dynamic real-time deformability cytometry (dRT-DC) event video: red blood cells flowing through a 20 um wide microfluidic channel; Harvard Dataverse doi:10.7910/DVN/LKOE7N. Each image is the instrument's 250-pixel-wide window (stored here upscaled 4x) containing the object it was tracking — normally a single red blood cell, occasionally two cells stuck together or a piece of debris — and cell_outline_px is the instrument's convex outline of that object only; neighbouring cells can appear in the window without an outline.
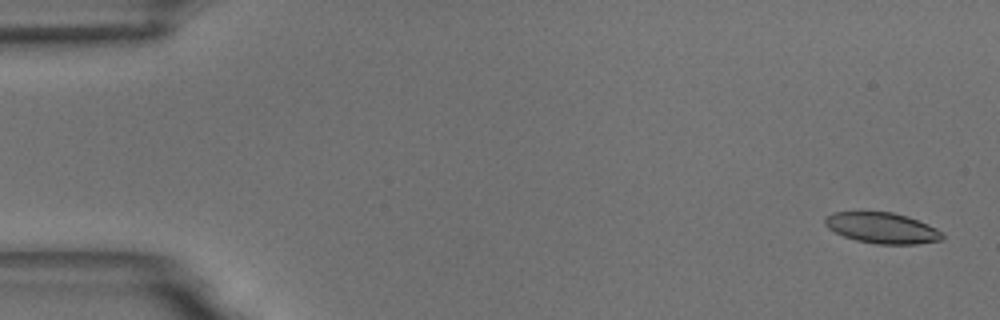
{"species": "common noctule bat (a hibernating species)", "species_latin": "Nyctalus noctula", "temperature_condition": "room temperature", "stored_images_in_passage": 56, "camera_frame_rate_fps": 3000, "um_per_image_px": 0.085, "animal": {"sex": "male", "body_mass_g": 18.8}, "frame": {"image": 1, "passage_image": 2, "time_ms": 0.333, "image_size_px": [1000, 320], "cell_outline_px": [[944, 236], [940, 240], [916, 244], [876, 244], [856, 240], [844, 236], [828, 228], [824, 224], [824, 220], [832, 212], [892, 212], [908, 216], [928, 224], [944, 232]], "centroid_in_image_um": [75.0, 19.38], "position_along_channel_um": 10.0, "area_um2": 21.04}}
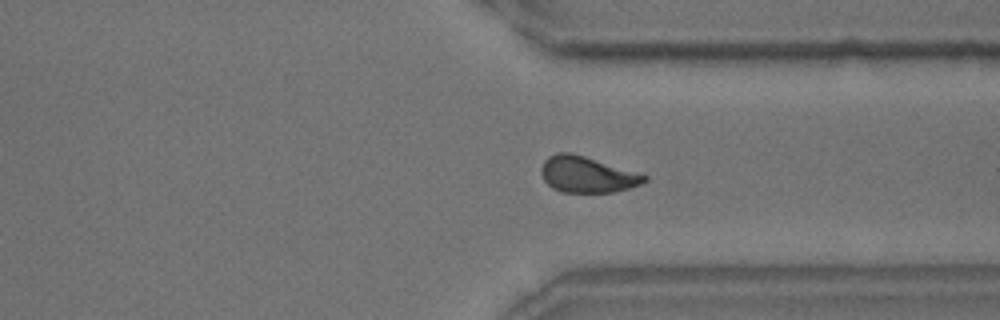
{"frame": {"image": 2, "passage_image": 42, "time_ms": 13.667, "image_size_px": [1000, 320], "cell_outline_px": [[648, 180], [640, 184], [628, 188], [612, 192], [560, 192], [552, 188], [544, 180], [540, 172], [540, 168], [544, 160], [548, 156], [556, 152], [568, 152], [584, 156], [648, 176]], "centroid_in_image_um": [49.84, 14.83], "position_along_channel_um": 361.6, "area_um2": 21.5}}
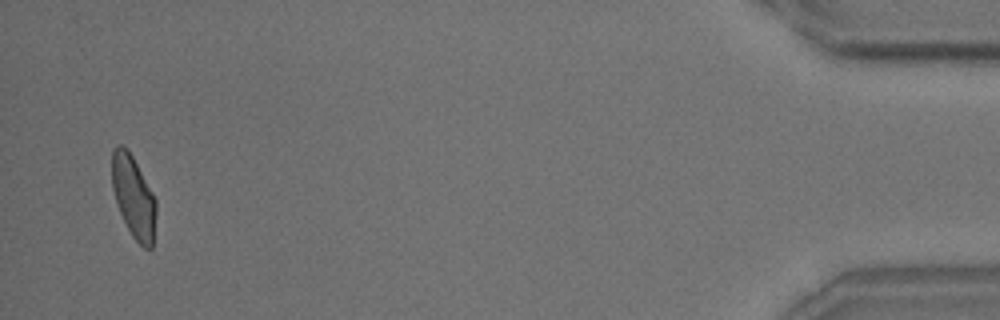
{"frame": {"image": 3, "passage_image": 54, "time_ms": 17.667, "image_size_px": [1000, 320], "cell_outline_px": [[156, 212], [152, 248], [144, 248], [132, 236], [120, 212], [112, 188], [112, 148], [116, 144], [124, 144], [128, 148], [152, 192], [156, 200]], "centroid_in_image_um": [11.34, 16.67], "position_along_channel_um": 423.9, "area_um2": 21.04}, "authors_computed_cell_mechanics": {"area_um2": 21.8773, "velocity_mm_per_s": 3.6397, "shape_relaxation_time_tau1_ms": 5.12, "shape_relaxation_time_tau2_ms": 1.7768, "deformation_change_tau1": 0.1519, "deformation_change_tau2": 0.0744}}